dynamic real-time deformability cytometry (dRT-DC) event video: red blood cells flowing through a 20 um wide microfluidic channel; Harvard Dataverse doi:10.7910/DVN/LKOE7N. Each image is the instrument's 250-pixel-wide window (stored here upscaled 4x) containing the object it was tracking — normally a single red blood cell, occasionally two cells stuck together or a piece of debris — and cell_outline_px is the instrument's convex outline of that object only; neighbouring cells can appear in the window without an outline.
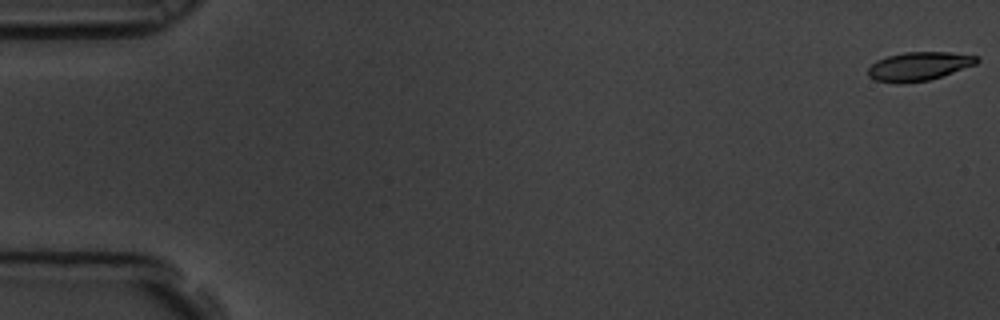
{"species": "common noctule bat (a hibernating species)", "species_latin": "Nyctalus noctula", "temperature_condition": "room temperature", "stored_images_in_passage": 59, "camera_frame_rate_fps": 3000, "um_per_image_px": 0.085, "animal": {"sex": "male", "body_mass_g": 19.5, "forearm_length_mm": 54.6}, "frame": {"image": 1, "passage_image": 1, "time_ms": 0.0, "image_size_px": [1000, 320], "cell_outline_px": [[980, 60], [976, 64], [928, 80], [904, 84], [900, 84], [876, 80], [868, 76], [868, 68], [876, 60], [888, 56], [904, 52], [952, 52], [980, 56]], "centroid_in_image_um": [78.11, 5.63], "position_along_channel_um": 6.9, "area_um2": 18.21}}
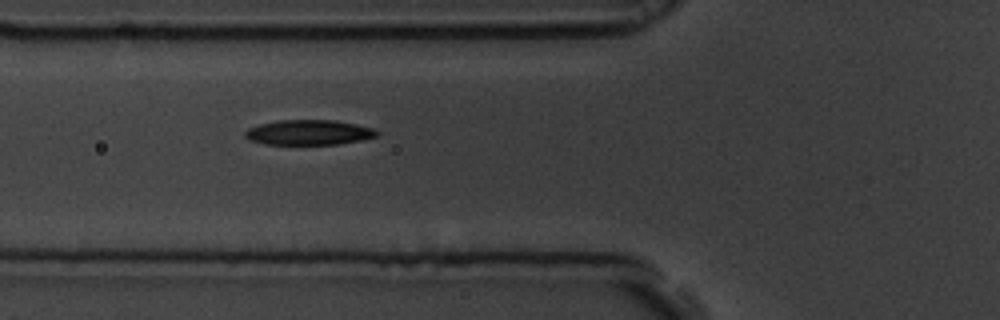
{"frame": {"image": 2, "passage_image": 22, "time_ms": 7.0, "image_size_px": [1000, 320], "cell_outline_px": [[380, 132], [376, 136], [360, 140], [336, 144], [264, 144], [248, 140], [244, 136], [244, 132], [248, 128], [260, 124], [276, 120], [336, 120], [356, 124], [372, 128]], "centroid_in_image_um": [26.2, 11.25], "position_along_channel_um": 99.6, "area_um2": 19.25}}
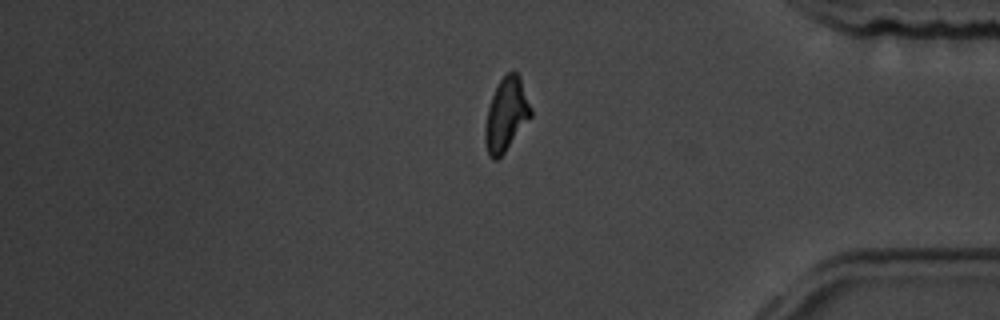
{"frame": {"image": 3, "passage_image": 49, "time_ms": 16.0, "image_size_px": [1000, 320], "cell_outline_px": [[532, 116], [504, 152], [496, 160], [492, 160], [488, 156], [484, 140], [484, 128], [488, 108], [492, 96], [500, 80], [508, 72], [516, 72], [520, 76], [532, 108]], "centroid_in_image_um": [43.02, 9.75], "position_along_channel_um": 392.2, "area_um2": 19.48}, "authors_computed_cell_mechanics": {"area_um2": 19.3052, "velocity_mm_per_s": 3.5178, "shape_relaxation_time_tau1_ms": 3.0735, "shape_relaxation_time_tau2_ms": 4.8322, "deformation_change_tau1": 0.1356, "deformation_change_tau2": 0.1209}}